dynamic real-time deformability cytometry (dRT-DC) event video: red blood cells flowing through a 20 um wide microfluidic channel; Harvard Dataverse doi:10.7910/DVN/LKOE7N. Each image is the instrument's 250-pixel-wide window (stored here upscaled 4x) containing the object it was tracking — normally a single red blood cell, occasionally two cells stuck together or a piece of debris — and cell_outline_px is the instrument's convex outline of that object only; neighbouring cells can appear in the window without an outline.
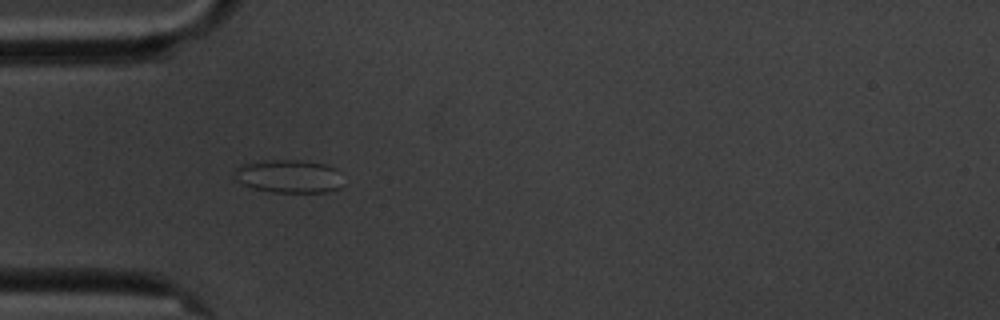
{"species": "common noctule bat (a hibernating species)", "species_latin": "Nyctalus noctula", "temperature_condition": "cold", "stored_images_in_passage": 5, "camera_frame_rate_fps": 3000, "um_per_image_px": 0.085, "animal": {"sex": "male", "body_mass_g": 20.1, "forearm_length_mm": 53.5}, "frame": {"image": 1, "passage_image": 1, "time_ms": 0.0, "image_size_px": [1000, 320], "cell_outline_px": [[340, 188], [324, 192], [272, 192], [252, 188], [236, 180], [236, 168], [240, 164], [264, 160], [296, 160], [324, 164], [336, 168]], "centroid_in_image_um": [24.49, 14.98], "position_along_channel_um": 60.5, "area_um2": 20.63}}
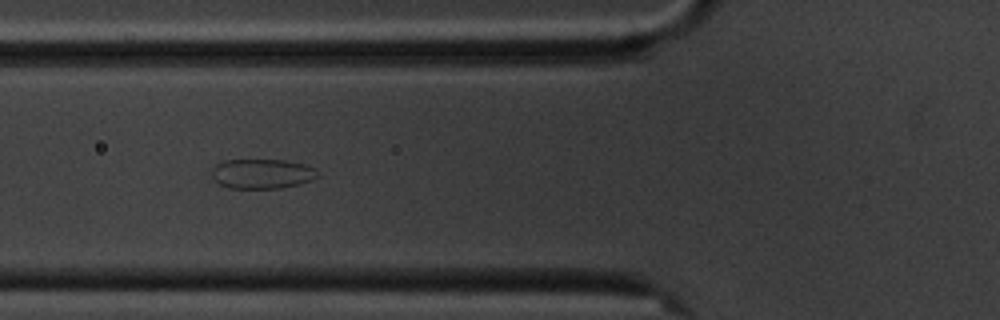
{"frame": {"image": 2, "passage_image": 2, "time_ms": 1.333, "image_size_px": [1000, 320], "cell_outline_px": [[320, 176], [312, 180], [300, 184], [280, 188], [228, 188], [220, 184], [212, 176], [212, 168], [216, 164], [224, 160], [284, 160], [304, 164], [316, 168]], "centroid_in_image_um": [22.31, 14.77], "position_along_channel_um": 103.5, "area_um2": 18.44}}
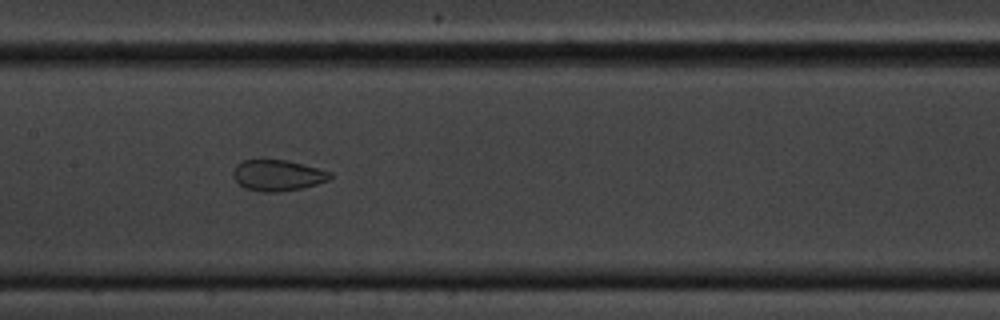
{"frame": {"image": 3, "passage_image": 4, "time_ms": 3.667, "image_size_px": [1000, 320], "cell_outline_px": [[332, 176], [328, 180], [316, 184], [300, 188], [276, 192], [264, 192], [244, 188], [232, 176], [232, 172], [236, 164], [244, 160], [264, 156], [288, 160], [304, 164], [332, 172]], "centroid_in_image_um": [23.55, 14.84], "position_along_channel_um": 183.8, "area_um2": 18.09}}